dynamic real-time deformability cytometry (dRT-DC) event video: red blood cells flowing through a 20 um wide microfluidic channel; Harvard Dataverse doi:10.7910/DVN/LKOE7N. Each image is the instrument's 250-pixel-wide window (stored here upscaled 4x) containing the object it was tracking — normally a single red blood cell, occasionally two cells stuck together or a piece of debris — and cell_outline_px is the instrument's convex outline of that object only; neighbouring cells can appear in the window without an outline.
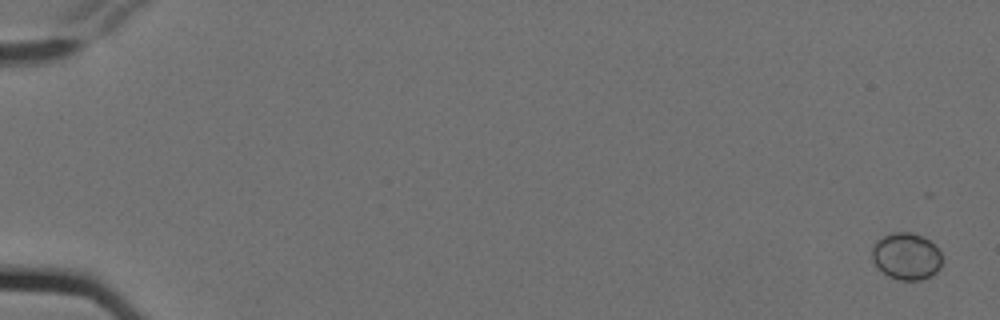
{"species": "Egyptian fruit bat (a non-hibernating species)", "species_latin": "Rousettus aegyptiacus", "temperature_condition": "cold", "stored_images_in_passage": 6, "camera_frame_rate_fps": 3000, "um_per_image_px": 0.085, "animal": {"sex": "female"}, "frame": {"image": 1, "passage_image": 1, "time_ms": 0.0, "image_size_px": [1000, 320], "cell_outline_px": [[940, 268], [936, 272], [920, 280], [900, 280], [888, 276], [876, 268], [872, 260], [872, 248], [876, 240], [892, 232], [912, 232], [924, 236], [940, 252]], "centroid_in_image_um": [76.99, 21.78], "position_along_channel_um": 8.0, "area_um2": 19.13}}
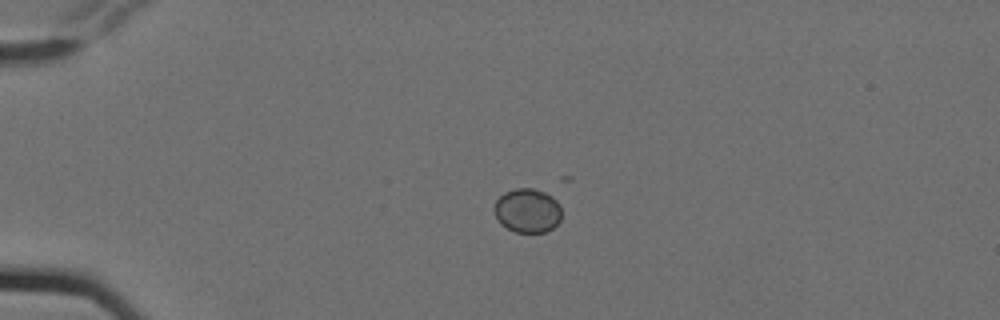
{"frame": {"image": 2, "passage_image": 5, "time_ms": 1.333, "image_size_px": [1000, 320], "cell_outline_px": [[560, 220], [552, 228], [544, 232], [516, 232], [500, 224], [492, 208], [496, 200], [504, 192], [516, 188], [532, 188], [544, 192], [552, 196], [560, 204]], "centroid_in_image_um": [44.81, 17.89], "position_along_channel_um": 40.2, "area_um2": 17.34}}